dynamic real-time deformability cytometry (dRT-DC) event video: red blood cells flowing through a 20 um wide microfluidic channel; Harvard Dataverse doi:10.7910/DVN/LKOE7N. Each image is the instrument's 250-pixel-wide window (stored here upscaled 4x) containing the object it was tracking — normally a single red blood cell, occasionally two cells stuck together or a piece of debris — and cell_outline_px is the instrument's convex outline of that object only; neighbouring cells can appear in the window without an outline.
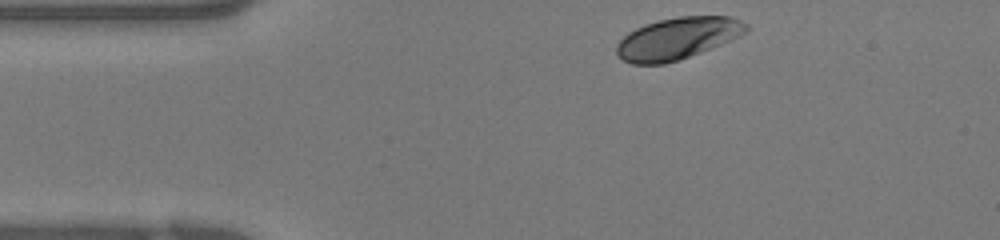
{"species": "human", "species_latin": "Homo sapiens", "temperature_condition": "warm", "stored_images_in_passage": 34, "camera_frame_rate_fps": 3000, "um_per_image_px": 0.085, "donor": {"sex": "female"}, "frame": {"image": 1, "passage_image": 1, "time_ms": 0.0, "image_size_px": [1000, 240], "cell_outline_px": [[748, 32], [740, 36], [700, 52], [664, 64], [632, 64], [624, 60], [616, 52], [616, 44], [628, 32], [644, 24], [660, 20], [680, 16], [728, 16], [740, 20], [748, 24]], "centroid_in_image_um": [57.59, 3.25], "position_along_channel_um": 27.4, "area_um2": 31.33}}
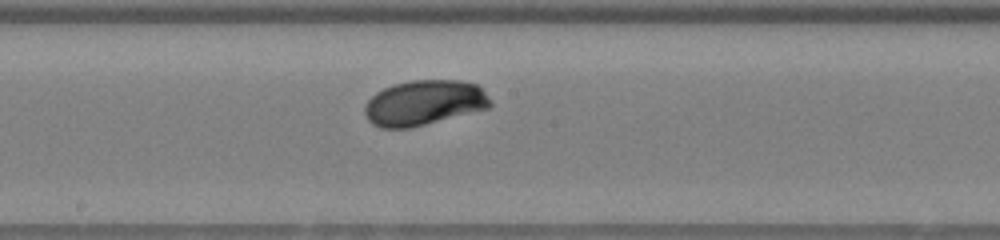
{"frame": {"image": 2, "passage_image": 15, "time_ms": 4.667, "image_size_px": [1000, 240], "cell_outline_px": [[492, 104], [488, 108], [412, 128], [380, 128], [372, 124], [368, 120], [364, 112], [364, 104], [376, 92], [384, 88], [396, 84], [412, 80], [460, 80], [476, 84], [492, 100]], "centroid_in_image_um": [36.03, 8.75], "position_along_channel_um": 212.2, "area_um2": 33.12}}
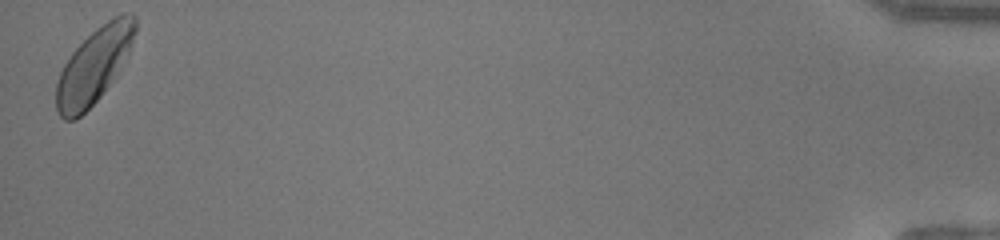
{"frame": {"image": 3, "passage_image": 34, "time_ms": 11.0, "image_size_px": [1000, 240], "cell_outline_px": [[136, 32], [128, 56], [100, 96], [76, 120], [64, 120], [56, 112], [56, 84], [60, 72], [64, 64], [72, 52], [96, 28], [108, 20], [124, 12], [132, 12], [136, 16]], "centroid_in_image_um": [7.99, 5.57], "position_along_channel_um": 427.2, "area_um2": 34.22}}